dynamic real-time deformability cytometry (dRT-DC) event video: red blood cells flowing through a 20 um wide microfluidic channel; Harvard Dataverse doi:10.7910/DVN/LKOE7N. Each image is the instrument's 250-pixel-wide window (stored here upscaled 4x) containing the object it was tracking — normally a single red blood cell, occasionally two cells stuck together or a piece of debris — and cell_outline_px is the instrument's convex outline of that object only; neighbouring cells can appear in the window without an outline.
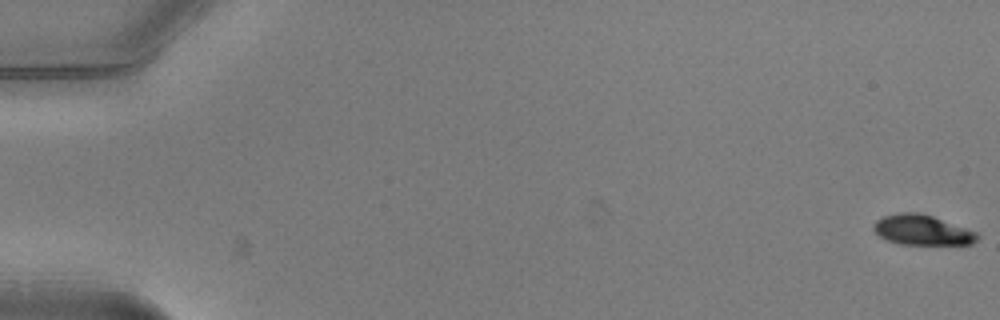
{"species": "common noctule bat (a hibernating species)", "species_latin": "Nyctalus noctula", "temperature_condition": "warm", "stored_images_in_passage": 33, "camera_frame_rate_fps": 3000, "um_per_image_px": 0.085, "animal": {"sex": "male", "body_mass_g": 20.5, "forearm_length_mm": 52.5}, "frame": {"image": 1, "passage_image": 1, "time_ms": 0.0, "image_size_px": [1000, 320], "cell_outline_px": [[980, 236], [972, 244], [900, 244], [888, 240], [880, 236], [872, 228], [872, 224], [876, 220], [884, 216], [896, 212], [920, 212], [932, 216], [976, 232]], "centroid_in_image_um": [78.35, 19.54], "position_along_channel_um": 6.7, "area_um2": 18.09}}
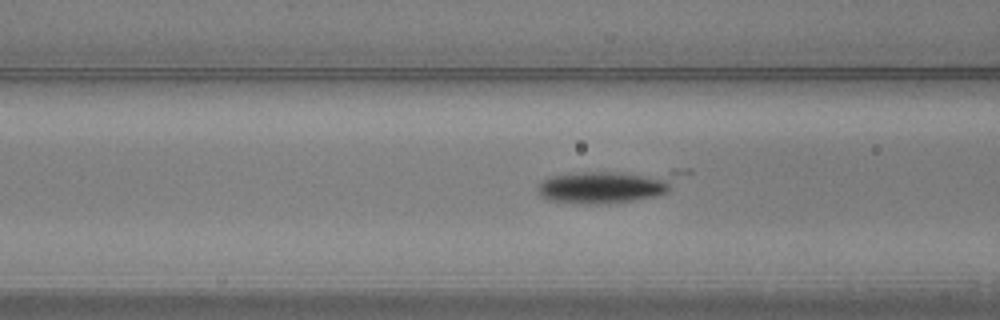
{"frame": {"image": 2, "passage_image": 22, "time_ms": 7.0, "image_size_px": [1000, 320], "cell_outline_px": [[692, 172], [668, 192], [660, 196], [608, 204], [572, 204], [548, 200], [540, 196], [536, 188], [544, 180], [552, 176], [584, 172], [672, 168], [692, 168]], "centroid_in_image_um": [51.94, 15.78], "position_along_channel_um": 114.7, "area_um2": 29.48}}
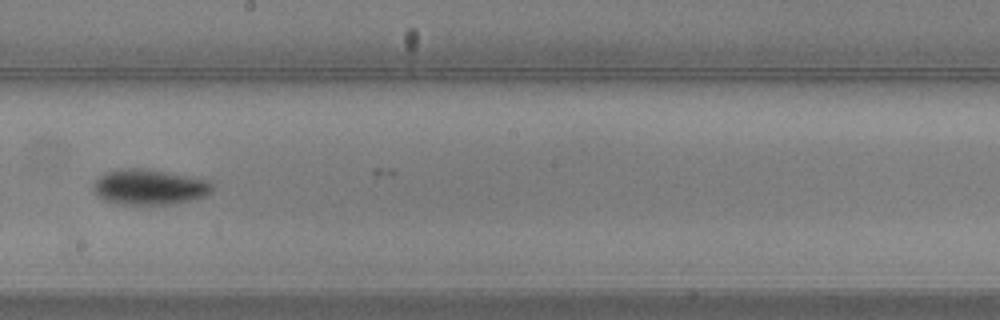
{"frame": {"image": 3, "passage_image": 31, "time_ms": 10.0, "image_size_px": [1000, 320], "cell_outline_px": [[212, 192], [204, 196], [192, 200], [172, 204], [120, 204], [104, 200], [92, 188], [92, 184], [104, 172], [116, 168], [148, 168], [208, 180], [212, 184]], "centroid_in_image_um": [12.68, 15.88], "position_along_channel_um": 235.5, "area_um2": 24.68}}